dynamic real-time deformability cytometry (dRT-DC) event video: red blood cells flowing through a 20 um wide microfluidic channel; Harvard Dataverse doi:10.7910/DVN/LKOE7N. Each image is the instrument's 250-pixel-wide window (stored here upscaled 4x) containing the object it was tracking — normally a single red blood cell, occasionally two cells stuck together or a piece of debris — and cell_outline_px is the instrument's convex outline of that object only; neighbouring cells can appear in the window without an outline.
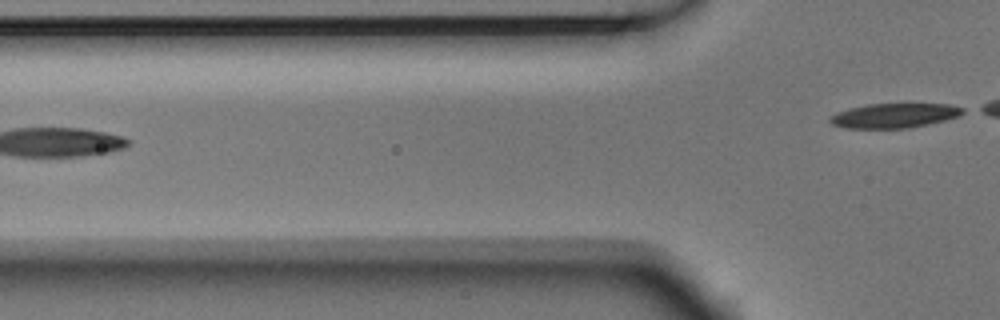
{"species": "Egyptian fruit bat (a non-hibernating species)", "species_latin": "Rousettus aegyptiacus", "temperature_condition": "room temperature", "stored_images_in_passage": 3, "camera_frame_rate_fps": 3000, "um_per_image_px": 0.085, "animal": {"sex": "male"}, "frame": {"image": 1, "passage_image": 3, "time_ms": 0.667, "image_size_px": [1000, 320], "cell_outline_px": [[968, 112], [960, 116], [928, 124], [908, 128], [844, 128], [832, 124], [828, 120], [836, 112], [848, 108], [868, 104], [948, 104], [964, 108]], "centroid_in_image_um": [76.04, 9.82], "position_along_channel_um": 49.8, "area_um2": 19.07}}